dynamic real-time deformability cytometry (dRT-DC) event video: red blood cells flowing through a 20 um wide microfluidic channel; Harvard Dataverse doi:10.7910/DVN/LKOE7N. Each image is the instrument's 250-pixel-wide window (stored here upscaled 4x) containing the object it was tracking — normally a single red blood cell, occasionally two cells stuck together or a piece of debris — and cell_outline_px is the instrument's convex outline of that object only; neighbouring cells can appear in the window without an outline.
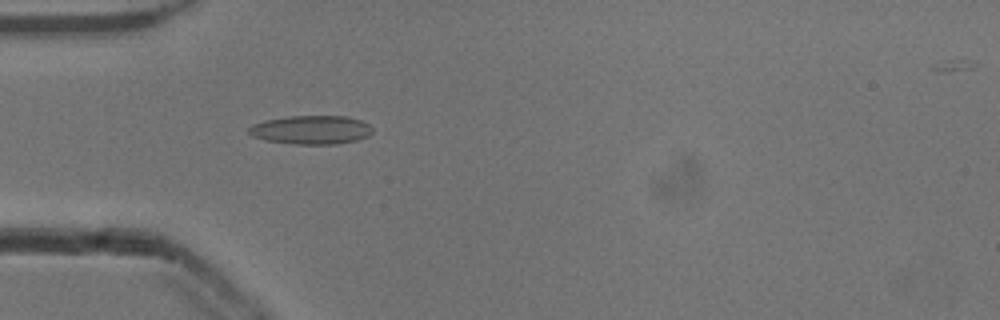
{"species": "common noctule bat (a hibernating species)", "species_latin": "Nyctalus noctula", "temperature_condition": "cold", "stored_images_in_passage": 52, "camera_frame_rate_fps": 3000, "um_per_image_px": 0.085, "animal": {"sex": "male", "body_mass_g": 13.3}, "frame": {"image": 1, "passage_image": 16, "time_ms": 5.0, "image_size_px": [1000, 320], "cell_outline_px": [[372, 132], [368, 136], [356, 140], [336, 144], [296, 144], [264, 140], [252, 136], [248, 132], [248, 128], [252, 124], [264, 120], [288, 116], [348, 116], [360, 120], [368, 124], [372, 128]], "centroid_in_image_um": [26.43, 11.03], "position_along_channel_um": 58.6, "area_um2": 20.75}}
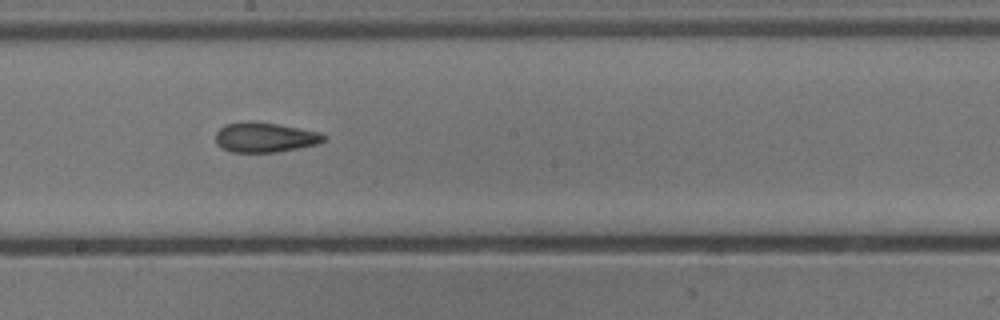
{"frame": {"image": 2, "passage_image": 29, "time_ms": 9.333, "image_size_px": [1000, 320], "cell_outline_px": [[328, 136], [324, 140], [316, 144], [276, 152], [232, 152], [220, 148], [216, 144], [216, 132], [224, 124], [244, 120], [252, 120], [276, 124], [320, 132]], "centroid_in_image_um": [22.46, 11.66], "position_along_channel_um": 225.7, "area_um2": 18.96}}
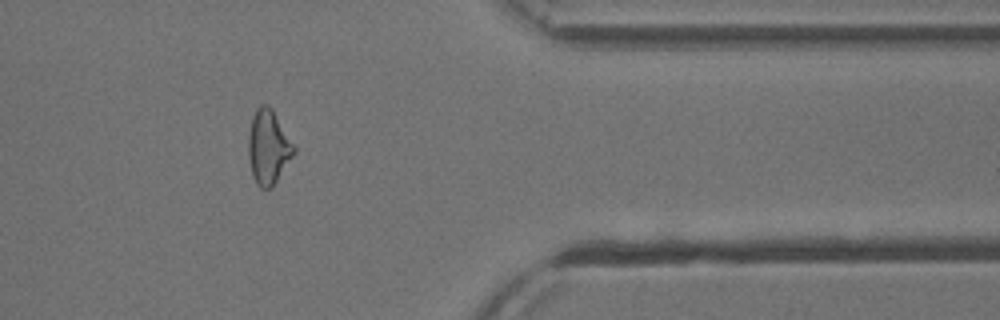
{"frame": {"image": 3, "passage_image": 43, "time_ms": 14.0, "image_size_px": [1000, 320], "cell_outline_px": [[296, 152], [276, 180], [268, 188], [260, 188], [256, 184], [252, 172], [248, 156], [248, 136], [252, 116], [256, 108], [260, 104], [268, 104], [272, 108], [296, 148]], "centroid_in_image_um": [22.8, 12.45], "position_along_channel_um": 388.6, "area_um2": 19.54}, "authors_computed_cell_mechanics": {"area_um2": 19.4786, "velocity_mm_per_s": 3.9162, "shape_relaxation_time_tau1_ms": null, "shape_relaxation_time_tau2_ms": 2.7179, "deformation_change_tau1": null, "deformation_change_tau2": 0.1114}}